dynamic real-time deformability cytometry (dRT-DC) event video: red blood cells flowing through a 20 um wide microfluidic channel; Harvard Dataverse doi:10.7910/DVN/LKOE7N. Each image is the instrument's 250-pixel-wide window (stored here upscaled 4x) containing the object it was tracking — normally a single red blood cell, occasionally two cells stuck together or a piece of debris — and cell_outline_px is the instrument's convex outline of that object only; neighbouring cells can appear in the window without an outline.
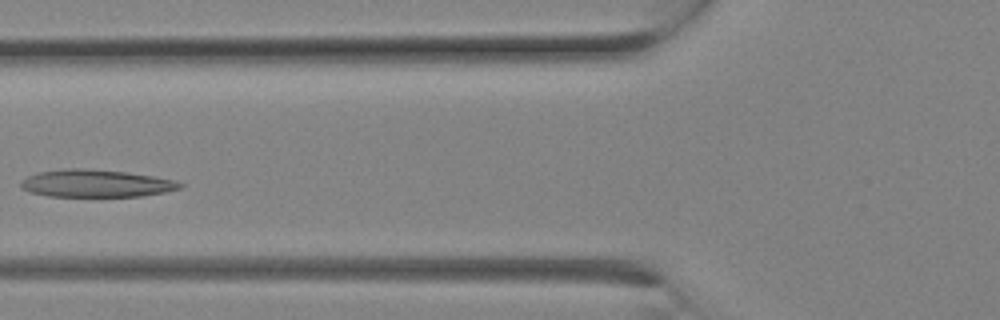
{"species": "Egyptian fruit bat (a non-hibernating species)", "species_latin": "Rousettus aegyptiacus", "temperature_condition": "room temperature", "stored_images_in_passage": 16, "camera_frame_rate_fps": 3000, "um_per_image_px": 0.085, "animal": {"sex": "female"}, "frame": {"image": 1, "passage_image": 9, "time_ms": 2.667, "image_size_px": [1000, 320], "cell_outline_px": [[184, 184], [180, 188], [164, 192], [140, 196], [48, 196], [28, 192], [20, 188], [20, 180], [28, 176], [40, 172], [64, 168], [80, 168], [128, 172], [176, 180]], "centroid_in_image_um": [8.12, 15.59], "position_along_channel_um": 117.7, "area_um2": 25.49}}
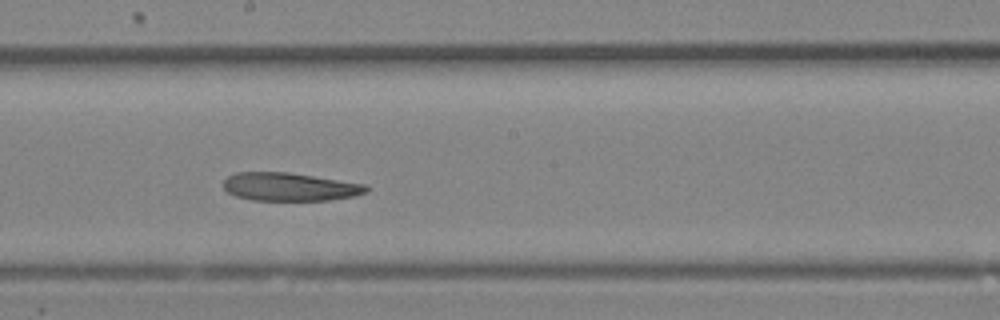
{"frame": {"image": 2, "passage_image": 13, "time_ms": 4.0, "image_size_px": [1000, 320], "cell_outline_px": [[368, 192], [356, 196], [328, 200], [252, 200], [236, 196], [228, 192], [224, 188], [224, 180], [228, 176], [236, 172], [288, 172], [368, 184]], "centroid_in_image_um": [24.66, 15.87], "position_along_channel_um": 223.5, "area_um2": 23.58}}
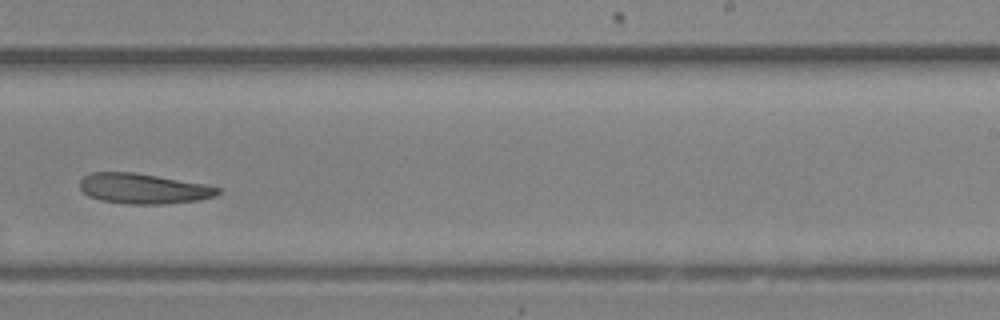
{"frame": {"image": 3, "passage_image": 15, "time_ms": 4.667, "image_size_px": [1000, 320], "cell_outline_px": [[220, 192], [216, 196], [196, 200], [164, 204], [124, 204], [100, 200], [88, 196], [80, 188], [80, 180], [84, 176], [92, 172], [132, 172], [204, 184], [220, 188]], "centroid_in_image_um": [12.15, 16.04], "position_along_channel_um": 276.9, "area_um2": 24.16}}